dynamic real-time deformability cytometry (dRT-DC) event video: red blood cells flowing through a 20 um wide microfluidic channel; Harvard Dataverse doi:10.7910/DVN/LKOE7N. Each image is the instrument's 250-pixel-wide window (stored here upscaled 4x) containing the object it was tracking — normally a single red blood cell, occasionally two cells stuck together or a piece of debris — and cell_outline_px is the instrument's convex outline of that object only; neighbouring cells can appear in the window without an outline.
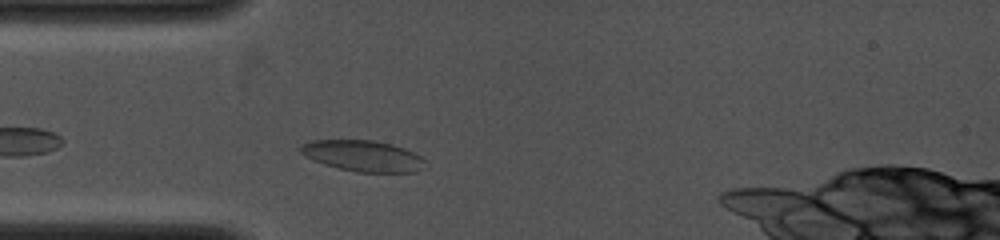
{"species": "common noctule bat (a hibernating species)", "species_latin": "Nyctalus noctula", "temperature_condition": "cold", "stored_images_in_passage": 13, "camera_frame_rate_fps": 4000, "um_per_image_px": 0.085, "animal": {"sex": "female", "body_mass_g": 19.0, "forearm_length_mm": 53.3}, "frame": {"image": 1, "passage_image": 8, "time_ms": 1.25, "image_size_px": [1000, 240], "cell_outline_px": [[424, 160], [416, 172], [356, 172], [324, 164], [312, 160], [300, 152], [300, 144], [312, 140], [372, 140], [392, 144], [404, 148], [420, 156]], "centroid_in_image_um": [30.79, 13.24], "position_along_channel_um": 54.2, "area_um2": 22.25}}
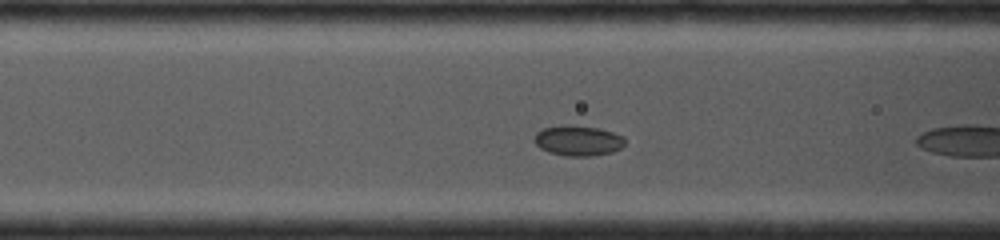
{"frame": {"image": 2, "passage_image": 12, "time_ms": 2.0, "image_size_px": [1000, 240], "cell_outline_px": [[624, 144], [620, 148], [612, 152], [592, 156], [568, 156], [548, 152], [540, 148], [536, 144], [536, 132], [544, 128], [564, 124], [568, 124], [596, 128], [612, 132], [624, 136]], "centroid_in_image_um": [49.14, 11.95], "position_along_channel_um": 117.5, "area_um2": 15.9}}